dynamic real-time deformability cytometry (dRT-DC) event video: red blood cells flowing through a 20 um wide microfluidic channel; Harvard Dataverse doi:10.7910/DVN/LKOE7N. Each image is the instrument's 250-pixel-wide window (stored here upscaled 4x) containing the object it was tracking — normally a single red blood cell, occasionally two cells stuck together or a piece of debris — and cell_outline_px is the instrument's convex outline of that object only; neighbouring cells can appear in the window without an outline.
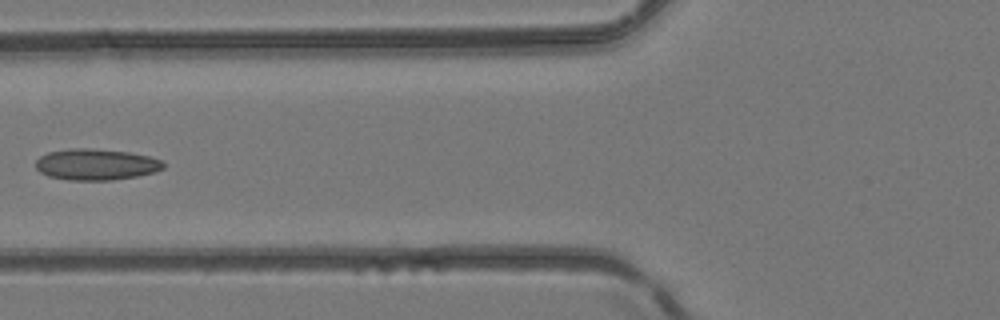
{"species": "common noctule bat (a hibernating species)", "species_latin": "Nyctalus noctula", "temperature_condition": "room temperature", "stored_images_in_passage": 4, "camera_frame_rate_fps": 3000, "um_per_image_px": 0.085, "animal": {"sex": "female", "body_mass_g": 24.6, "forearm_length_mm": 56.2}, "frame": {"image": 1, "passage_image": 4, "time_ms": 1.0, "image_size_px": [1000, 320], "cell_outline_px": [[164, 168], [156, 172], [136, 176], [112, 180], [68, 180], [48, 176], [40, 172], [36, 168], [36, 160], [40, 156], [48, 152], [72, 148], [88, 148], [128, 152], [148, 156], [160, 160], [164, 164]], "centroid_in_image_um": [8.15, 13.98], "position_along_channel_um": 117.7, "area_um2": 23.18}}